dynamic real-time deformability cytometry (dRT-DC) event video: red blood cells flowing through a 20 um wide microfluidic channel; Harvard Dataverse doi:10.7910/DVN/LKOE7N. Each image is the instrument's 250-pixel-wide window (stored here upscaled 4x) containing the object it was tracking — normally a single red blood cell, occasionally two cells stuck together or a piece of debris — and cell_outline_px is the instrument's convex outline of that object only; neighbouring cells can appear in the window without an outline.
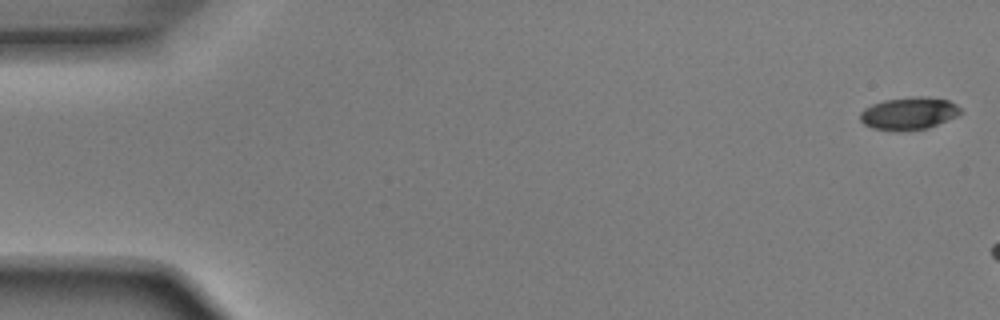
{"species": "Egyptian fruit bat (a non-hibernating species)", "species_latin": "Rousettus aegyptiacus", "temperature_condition": "room temperature", "stored_images_in_passage": 7, "camera_frame_rate_fps": 3000, "um_per_image_px": 0.085, "animal": {"sex": "male"}, "frame": {"image": 1, "passage_image": 1, "time_ms": 0.0, "image_size_px": [1000, 320], "cell_outline_px": [[960, 112], [956, 116], [928, 128], [900, 132], [896, 132], [872, 128], [864, 124], [860, 120], [860, 112], [864, 108], [872, 104], [884, 100], [912, 96], [928, 96], [948, 100], [956, 104], [960, 108]], "centroid_in_image_um": [77.22, 9.64], "position_along_channel_um": 7.8, "area_um2": 19.25}}